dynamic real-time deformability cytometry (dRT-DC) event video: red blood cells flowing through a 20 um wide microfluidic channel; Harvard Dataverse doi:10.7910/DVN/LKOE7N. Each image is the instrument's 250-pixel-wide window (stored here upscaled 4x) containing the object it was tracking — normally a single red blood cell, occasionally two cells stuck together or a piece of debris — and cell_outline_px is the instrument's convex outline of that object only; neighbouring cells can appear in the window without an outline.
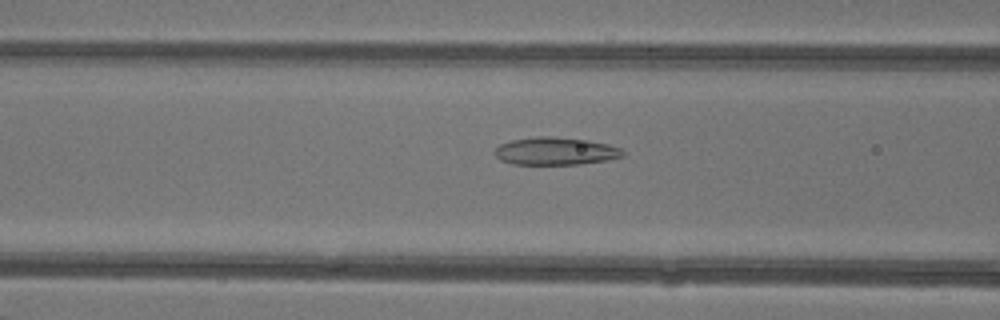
{"species": "common noctule bat (a hibernating species)", "species_latin": "Nyctalus noctula", "temperature_condition": "warm", "stored_images_in_passage": 35, "camera_frame_rate_fps": 3000, "um_per_image_px": 0.085, "animal": {"sex": "female"}, "frame": {"image": 1, "passage_image": 7, "time_ms": 2.0, "image_size_px": [1000, 320], "cell_outline_px": [[624, 156], [608, 160], [580, 164], [512, 164], [500, 160], [492, 152], [500, 144], [512, 140], [536, 136], [552, 136], [588, 140], [608, 144], [620, 148], [624, 152]], "centroid_in_image_um": [47.21, 12.84], "position_along_channel_um": 119.4, "area_um2": 20.75}}
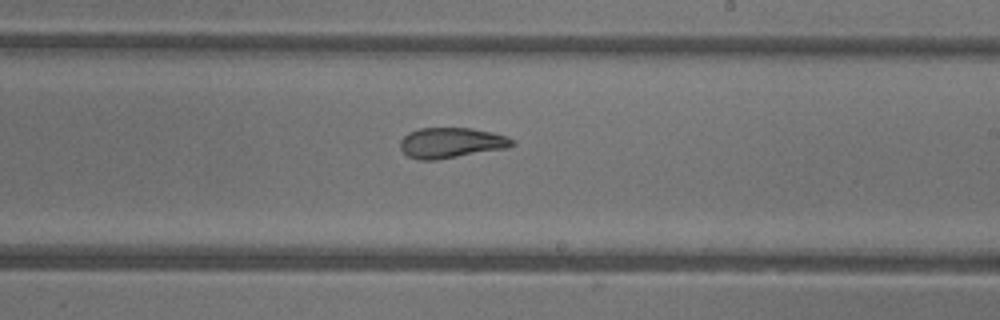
{"frame": {"image": 2, "passage_image": 16, "time_ms": 5.0, "image_size_px": [1000, 320], "cell_outline_px": [[516, 144], [508, 148], [436, 160], [420, 160], [408, 156], [400, 148], [400, 140], [408, 132], [420, 128], [472, 128], [492, 132], [516, 140]], "centroid_in_image_um": [38.36, 12.14], "position_along_channel_um": 250.6, "area_um2": 19.94}}
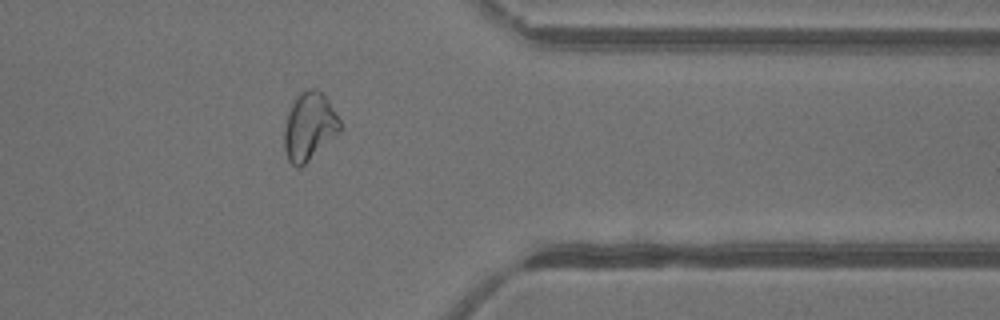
{"frame": {"image": 3, "passage_image": 26, "time_ms": 8.333, "image_size_px": [1000, 320], "cell_outline_px": [[340, 132], [300, 168], [296, 168], [288, 160], [284, 148], [284, 128], [288, 112], [296, 96], [300, 92], [308, 88], [316, 88], [328, 100], [340, 120]], "centroid_in_image_um": [26.27, 10.75], "position_along_channel_um": 385.1, "area_um2": 21.96}, "authors_computed_cell_mechanics": {"area_um2": 21.0392, "velocity_mm_per_s": 4.3769, "shape_relaxation_time_tau1_ms": null, "shape_relaxation_time_tau2_ms": 1.6157, "deformation_change_tau1": null, "deformation_change_tau2": 0.0923}}